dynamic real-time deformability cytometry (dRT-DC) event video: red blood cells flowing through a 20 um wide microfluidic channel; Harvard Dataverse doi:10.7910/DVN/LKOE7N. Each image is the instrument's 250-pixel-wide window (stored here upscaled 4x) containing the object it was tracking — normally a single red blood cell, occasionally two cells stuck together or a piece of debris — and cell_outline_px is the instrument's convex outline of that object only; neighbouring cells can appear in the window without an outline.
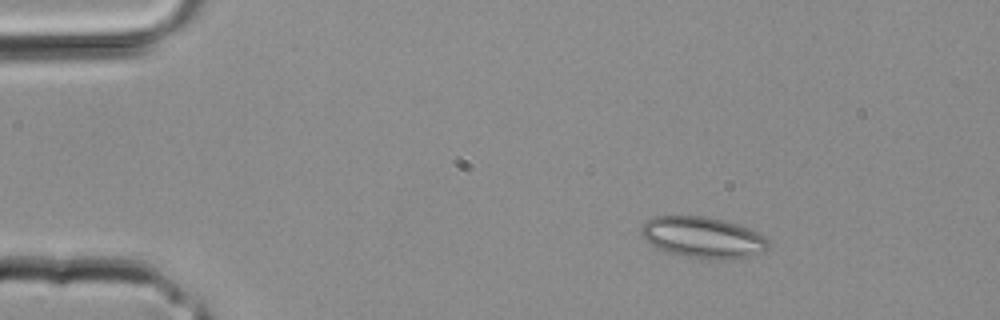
{"species": "common noctule bat (a hibernating species)", "species_latin": "Nyctalus noctula", "temperature_condition": "room temperature", "stored_images_in_passage": 30, "camera_frame_rate_fps": 3000, "um_per_image_px": 0.085, "animal": {"sex": "male", "body_mass_g": 20.4}, "frame": {"image": 1, "passage_image": 1, "time_ms": 0.0, "image_size_px": [1000, 320], "cell_outline_px": [[768, 248], [764, 252], [732, 260], [708, 260], [684, 256], [660, 248], [652, 244], [640, 232], [640, 228], [648, 220], [656, 216], [704, 216], [724, 220], [748, 228], [764, 236], [768, 240]], "centroid_in_image_um": [59.8, 20.19], "position_along_channel_um": 25.2, "area_um2": 30.29}}
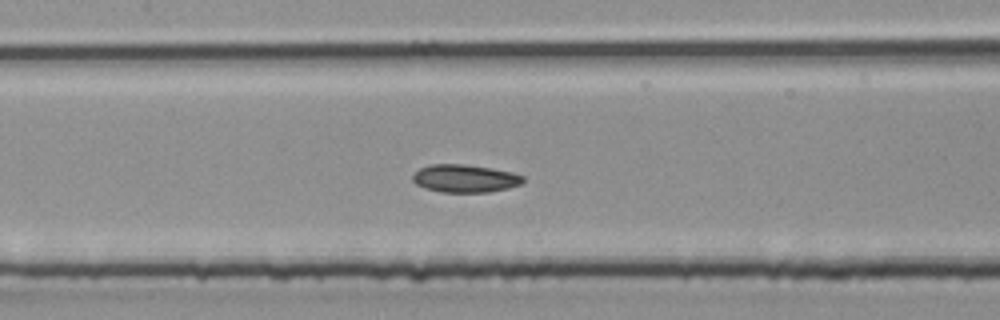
{"frame": {"image": 2, "passage_image": 12, "time_ms": 3.667, "image_size_px": [1000, 320], "cell_outline_px": [[524, 180], [520, 184], [508, 188], [488, 192], [440, 192], [424, 188], [416, 184], [412, 180], [412, 176], [420, 168], [432, 164], [464, 164], [512, 172], [524, 176]], "centroid_in_image_um": [39.5, 15.17], "position_along_channel_um": 167.9, "area_um2": 17.8}}
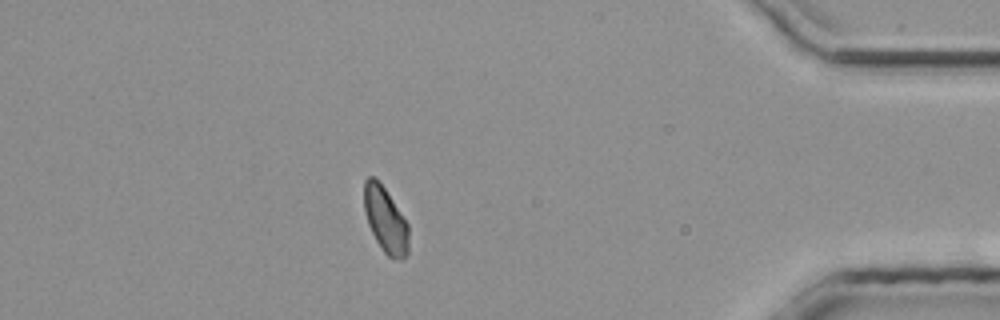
{"frame": {"image": 3, "passage_image": 26, "time_ms": 8.333, "image_size_px": [1000, 320], "cell_outline_px": [[408, 252], [400, 260], [392, 260], [380, 248], [368, 224], [364, 212], [364, 180], [368, 176], [372, 176], [384, 188], [408, 224]], "centroid_in_image_um": [32.75, 18.72], "position_along_channel_um": 402.5, "area_um2": 16.88}}